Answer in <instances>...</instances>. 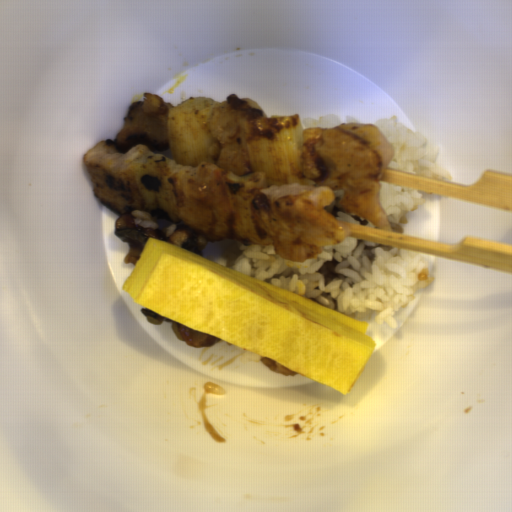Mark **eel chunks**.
Segmentation results:
<instances>
[{
    "label": "eel chunks",
    "mask_w": 512,
    "mask_h": 512,
    "mask_svg": "<svg viewBox=\"0 0 512 512\" xmlns=\"http://www.w3.org/2000/svg\"><path fill=\"white\" fill-rule=\"evenodd\" d=\"M157 228H143L137 224L132 210L118 214L114 222V232L117 237L129 244L124 263L137 264L151 236L178 248L203 257V251L209 241L180 225L175 220L158 219Z\"/></svg>",
    "instance_id": "4dd315ae"
},
{
    "label": "eel chunks",
    "mask_w": 512,
    "mask_h": 512,
    "mask_svg": "<svg viewBox=\"0 0 512 512\" xmlns=\"http://www.w3.org/2000/svg\"><path fill=\"white\" fill-rule=\"evenodd\" d=\"M140 311L147 322L153 325L157 326L162 322H170L175 337L188 347L210 346L219 339L208 333L184 326L143 306Z\"/></svg>",
    "instance_id": "57646c5b"
}]
</instances>
